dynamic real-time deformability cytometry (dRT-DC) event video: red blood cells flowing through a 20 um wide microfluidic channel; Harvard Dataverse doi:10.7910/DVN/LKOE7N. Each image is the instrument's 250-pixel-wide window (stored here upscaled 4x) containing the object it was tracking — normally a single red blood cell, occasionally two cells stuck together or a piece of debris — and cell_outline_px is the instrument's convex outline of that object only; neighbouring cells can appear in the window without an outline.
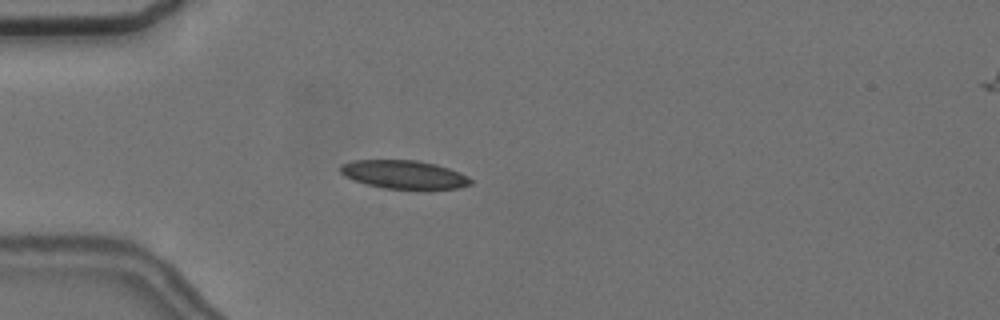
{"species": "common noctule bat (a hibernating species)", "species_latin": "Nyctalus noctula", "temperature_condition": "cold", "stored_images_in_passage": 50, "camera_frame_rate_fps": 3000, "um_per_image_px": 0.085, "animal": {"sex": "female", "body_mass_g": 24.6, "forearm_length_mm": 56.2}, "frame": {"image": 1, "passage_image": 13, "time_ms": 4.0, "image_size_px": [1000, 320], "cell_outline_px": [[472, 184], [460, 188], [432, 192], [428, 192], [384, 188], [364, 184], [352, 180], [344, 176], [340, 172], [340, 164], [352, 160], [416, 160], [436, 164], [460, 172], [468, 176], [472, 180]], "centroid_in_image_um": [34.39, 14.89], "position_along_channel_um": 50.6, "area_um2": 22.72}}
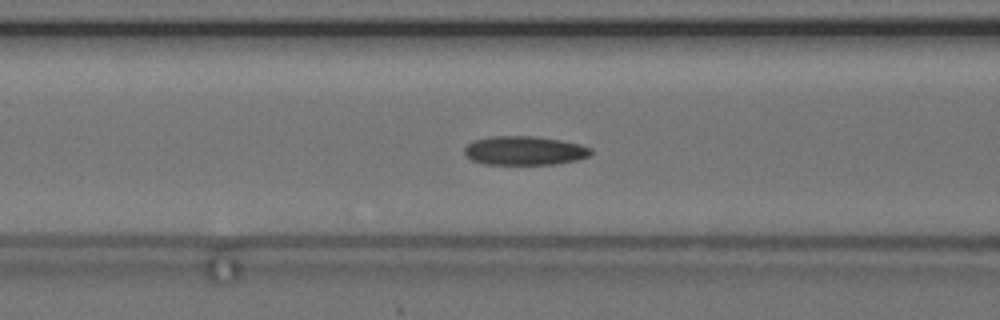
{"frame": {"image": 2, "passage_image": 20, "time_ms": 6.333, "image_size_px": [1000, 320], "cell_outline_px": [[592, 152], [588, 156], [576, 160], [556, 164], [484, 164], [472, 160], [464, 156], [464, 148], [472, 140], [492, 136], [532, 136], [560, 140], [580, 144], [592, 148]], "centroid_in_image_um": [44.55, 12.8], "position_along_channel_um": 122.1, "area_um2": 21.39}}
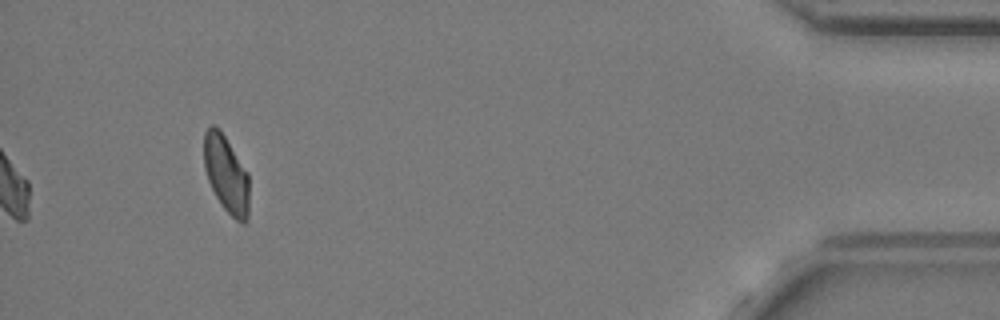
{"frame": {"image": 3, "passage_image": 50, "time_ms": 16.333, "image_size_px": [1000, 320], "cell_outline_px": [[248, 220], [244, 224], [236, 220], [224, 208], [216, 196], [208, 180], [204, 168], [204, 132], [212, 124], [220, 128], [248, 172]], "centroid_in_image_um": [19.23, 14.78], "position_along_channel_um": 416.0, "area_um2": 20.35}, "authors_computed_cell_mechanics": {"area_um2": 20.9814, "velocity_mm_per_s": 3.6157, "shape_relaxation_time_tau1_ms": null, "shape_relaxation_time_tau2_ms": 4.6529, "deformation_change_tau1": null, "deformation_change_tau2": 0.0913}}